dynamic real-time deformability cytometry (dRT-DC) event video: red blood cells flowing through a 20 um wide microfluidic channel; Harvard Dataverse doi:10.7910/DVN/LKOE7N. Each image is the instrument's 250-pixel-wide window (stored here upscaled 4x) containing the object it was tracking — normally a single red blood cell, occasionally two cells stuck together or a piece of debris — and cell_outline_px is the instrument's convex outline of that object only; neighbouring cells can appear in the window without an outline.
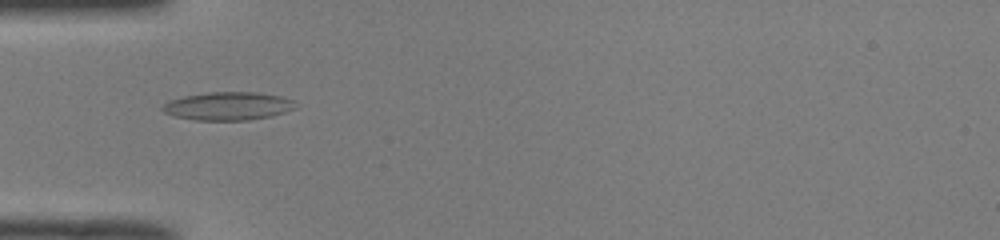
{"species": "common noctule bat (a hibernating species)", "species_latin": "Nyctalus noctula", "temperature_condition": "room temperature", "stored_images_in_passage": 44, "camera_frame_rate_fps": 3000, "um_per_image_px": 0.085, "animal": {"sex": "male", "body_mass_g": 19.0, "forearm_length_mm": 50.8}, "frame": {"image": 1, "passage_image": 10, "time_ms": 3.0, "image_size_px": [1000, 240], "cell_outline_px": [[296, 108], [272, 116], [248, 120], [196, 120], [176, 116], [164, 112], [160, 108], [168, 100], [184, 96], [208, 92], [256, 92], [280, 96], [292, 100], [296, 104]], "centroid_in_image_um": [19.38, 9.01], "position_along_channel_um": 65.6, "area_um2": 21.79}}
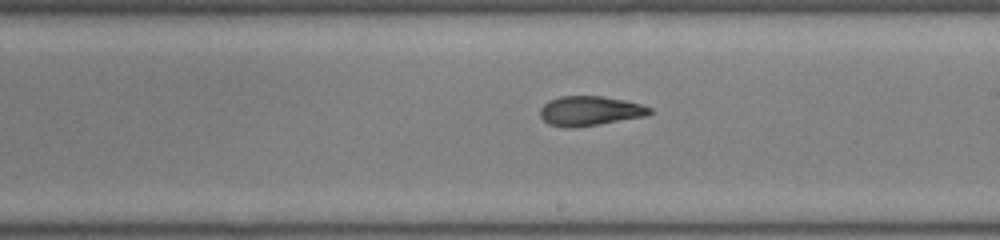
{"frame": {"image": 2, "passage_image": 23, "time_ms": 7.333, "image_size_px": [1000, 240], "cell_outline_px": [[652, 112], [644, 116], [600, 124], [568, 128], [564, 128], [548, 124], [540, 116], [540, 108], [548, 100], [560, 96], [604, 96], [624, 100], [640, 104], [652, 108]], "centroid_in_image_um": [50.1, 9.42], "position_along_channel_um": 238.9, "area_um2": 18.9}}
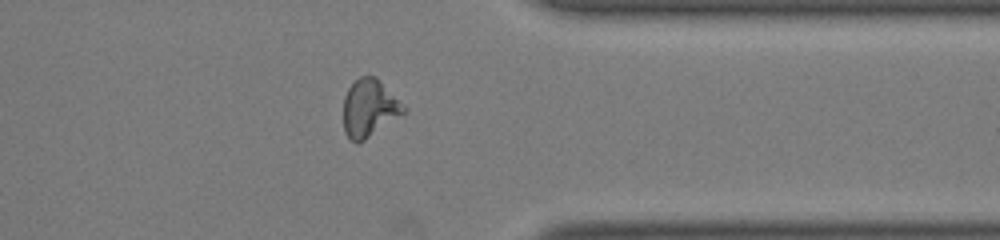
{"frame": {"image": 3, "passage_image": 34, "time_ms": 11.0, "image_size_px": [1000, 240], "cell_outline_px": [[408, 112], [364, 140], [356, 144], [344, 132], [344, 96], [348, 88], [360, 76], [376, 76], [408, 108]], "centroid_in_image_um": [31.43, 9.19], "position_along_channel_um": 380.0, "area_um2": 20.4}, "authors_computed_cell_mechanics": {"area_um2": 20.0277, "velocity_mm_per_s": 4.0216, "shape_relaxation_time_tau1_ms": 11.0586, "shape_relaxation_time_tau2_ms": 2.3671, "deformation_change_tau1": 0.2946, "deformation_change_tau2": 0.1089}}